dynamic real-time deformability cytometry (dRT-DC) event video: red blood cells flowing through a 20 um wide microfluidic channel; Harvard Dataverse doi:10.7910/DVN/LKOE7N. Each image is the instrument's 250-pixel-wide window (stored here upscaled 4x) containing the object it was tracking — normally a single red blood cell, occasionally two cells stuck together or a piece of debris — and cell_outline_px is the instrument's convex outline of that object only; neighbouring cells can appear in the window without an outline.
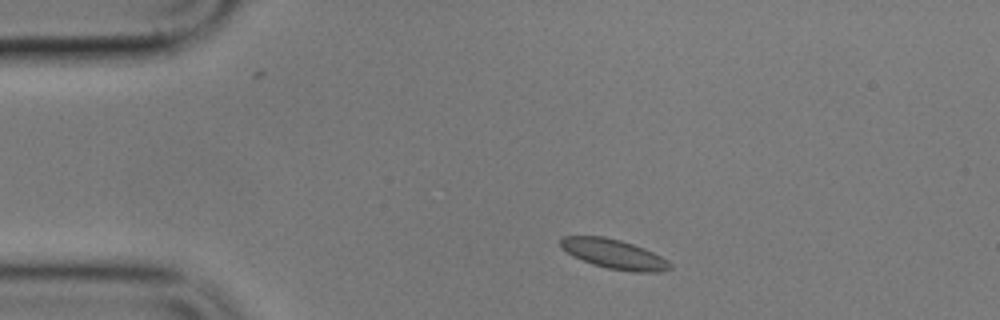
{"species": "common noctule bat (a hibernating species)", "species_latin": "Nyctalus noctula", "temperature_condition": "cold", "stored_images_in_passage": 4, "camera_frame_rate_fps": 3000, "um_per_image_px": 0.085, "animal": {"sex": "male", "body_mass_g": 17.9}, "frame": {"image": 1, "passage_image": 2, "time_ms": 3.0, "image_size_px": [1000, 320], "cell_outline_px": [[672, 268], [660, 272], [632, 272], [608, 268], [592, 264], [572, 256], [560, 244], [560, 236], [604, 236], [620, 240], [644, 248], [668, 260], [672, 264]], "centroid_in_image_um": [52.2, 21.6], "position_along_channel_um": 32.8, "area_um2": 18.79}}